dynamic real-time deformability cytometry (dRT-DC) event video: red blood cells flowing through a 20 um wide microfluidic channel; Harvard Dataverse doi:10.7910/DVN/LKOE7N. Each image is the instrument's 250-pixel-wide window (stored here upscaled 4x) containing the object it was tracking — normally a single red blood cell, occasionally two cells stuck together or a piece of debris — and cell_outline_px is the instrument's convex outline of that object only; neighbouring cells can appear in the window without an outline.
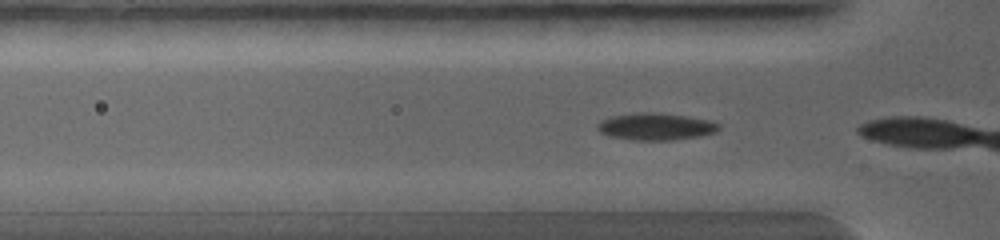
{"species": "common noctule bat (a hibernating species)", "species_latin": "Nyctalus noctula", "temperature_condition": "warm", "stored_images_in_passage": 3, "camera_frame_rate_fps": 5000, "um_per_image_px": 0.085, "animal": {"sex": "female", "body_mass_g": 19.0, "forearm_length_mm": 56.7}, "frame": {"image": 1, "passage_image": 2, "time_ms": 0.2, "image_size_px": [1000, 240], "cell_outline_px": [[720, 128], [716, 132], [700, 136], [672, 140], [632, 140], [608, 136], [600, 132], [596, 128], [596, 124], [600, 120], [612, 116], [636, 112], [660, 112], [688, 116], [708, 120], [720, 124]], "centroid_in_image_um": [55.71, 10.75], "position_along_channel_um": 70.1, "area_um2": 19.42}}